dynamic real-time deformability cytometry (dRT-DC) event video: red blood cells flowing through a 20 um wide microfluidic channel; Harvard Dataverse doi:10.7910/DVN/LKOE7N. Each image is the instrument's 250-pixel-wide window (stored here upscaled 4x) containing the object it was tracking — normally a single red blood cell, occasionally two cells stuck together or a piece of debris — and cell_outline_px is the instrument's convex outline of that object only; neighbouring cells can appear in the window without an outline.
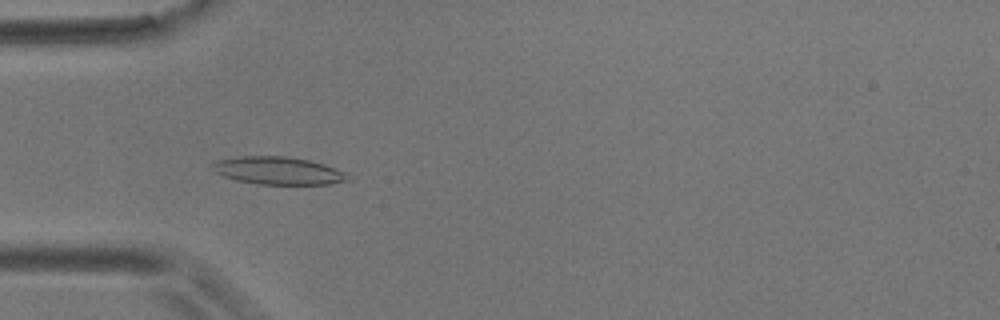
{"species": "common noctule bat (a hibernating species)", "species_latin": "Nyctalus noctula", "temperature_condition": "room temperature", "stored_images_in_passage": 55, "camera_frame_rate_fps": 3000, "um_per_image_px": 0.085, "animal": {"sex": "male", "body_mass_g": 17.9}, "frame": {"image": 1, "passage_image": 16, "time_ms": 5.0, "image_size_px": [1000, 320], "cell_outline_px": [[352, 180], [328, 184], [256, 184], [236, 180], [224, 176], [208, 168], [208, 164], [216, 160], [240, 156], [284, 156], [308, 160], [324, 164], [344, 172]], "centroid_in_image_um": [23.57, 14.5], "position_along_channel_um": 61.4, "area_um2": 21.96}}
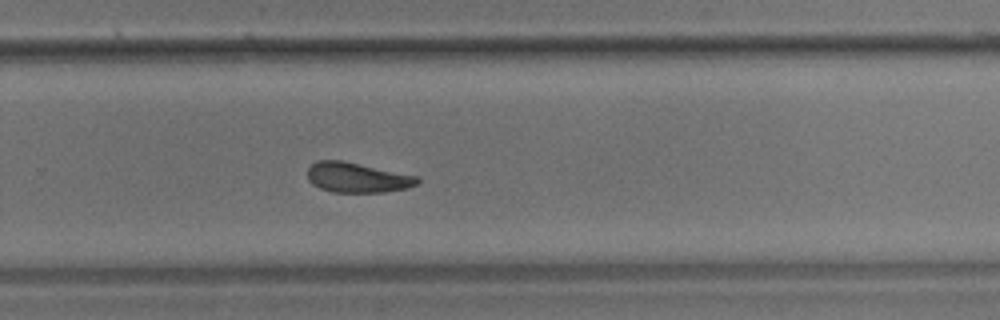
{"frame": {"image": 2, "passage_image": 36, "time_ms": 11.667, "image_size_px": [1000, 320], "cell_outline_px": [[420, 180], [416, 184], [408, 188], [384, 192], [332, 192], [320, 188], [312, 184], [308, 180], [308, 168], [316, 160], [340, 160], [420, 176]], "centroid_in_image_um": [30.37, 15.09], "position_along_channel_um": 299.4, "area_um2": 19.25}}
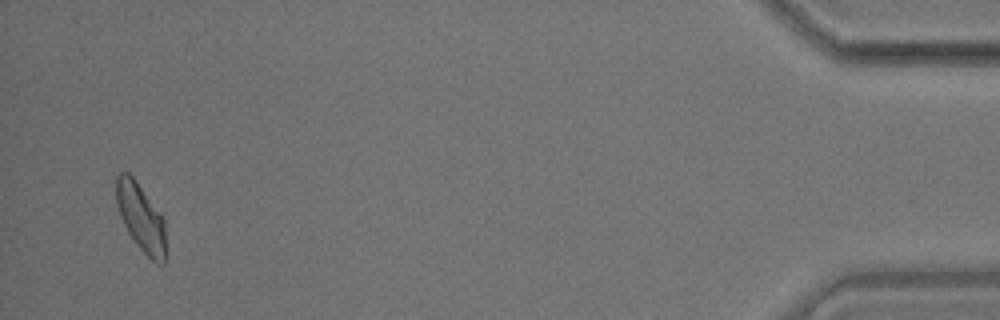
{"frame": {"image": 3, "passage_image": 53, "time_ms": 17.333, "image_size_px": [1000, 320], "cell_outline_px": [[164, 264], [160, 264], [152, 260], [136, 244], [128, 232], [120, 216], [116, 204], [116, 176], [120, 172], [128, 172], [136, 180], [164, 216]], "centroid_in_image_um": [11.96, 18.43], "position_along_channel_um": 423.2, "area_um2": 19.48}, "authors_computed_cell_mechanics": {"area_um2": 19.8254, "velocity_mm_per_s": 3.603, "shape_relaxation_time_tau1_ms": 5.1208, "shape_relaxation_time_tau2_ms": 5.3827, "deformation_change_tau1": 0.1358, "deformation_change_tau2": 0.1332}}